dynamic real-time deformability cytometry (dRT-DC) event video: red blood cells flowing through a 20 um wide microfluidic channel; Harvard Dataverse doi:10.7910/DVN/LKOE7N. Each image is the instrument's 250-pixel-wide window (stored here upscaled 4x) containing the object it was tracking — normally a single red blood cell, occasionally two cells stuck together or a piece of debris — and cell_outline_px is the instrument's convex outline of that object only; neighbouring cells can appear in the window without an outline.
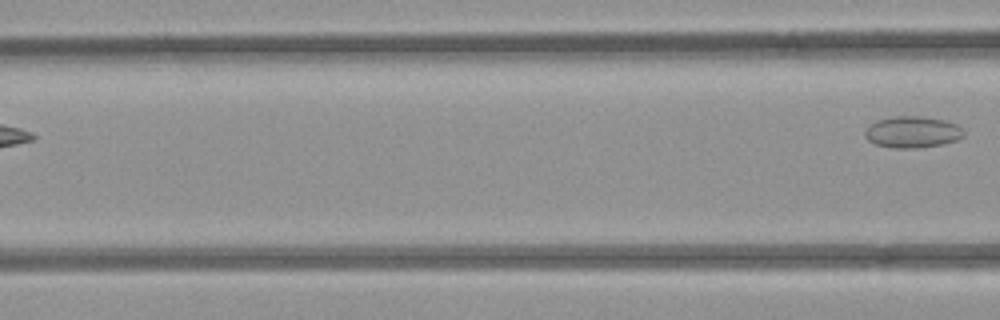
{"species": "common noctule bat (a hibernating species)", "species_latin": "Nyctalus noctula", "temperature_condition": "room temperature", "stored_images_in_passage": 5, "segment_of_instrument_passage": [2, 2], "camera_frame_rate_fps": 3000, "um_per_image_px": 0.085, "animal": {"sex": "female", "body_mass_g": 21.9}, "frame": {"image": 1, "passage_image": 5, "time_ms": 4.667, "image_size_px": [1000, 320], "cell_outline_px": [[964, 136], [956, 140], [944, 144], [916, 148], [896, 148], [876, 144], [868, 140], [864, 136], [864, 132], [876, 120], [892, 116], [920, 116], [944, 120], [956, 124], [964, 132]], "centroid_in_image_um": [77.55, 11.22], "position_along_channel_um": 89.0, "area_um2": 18.03}}